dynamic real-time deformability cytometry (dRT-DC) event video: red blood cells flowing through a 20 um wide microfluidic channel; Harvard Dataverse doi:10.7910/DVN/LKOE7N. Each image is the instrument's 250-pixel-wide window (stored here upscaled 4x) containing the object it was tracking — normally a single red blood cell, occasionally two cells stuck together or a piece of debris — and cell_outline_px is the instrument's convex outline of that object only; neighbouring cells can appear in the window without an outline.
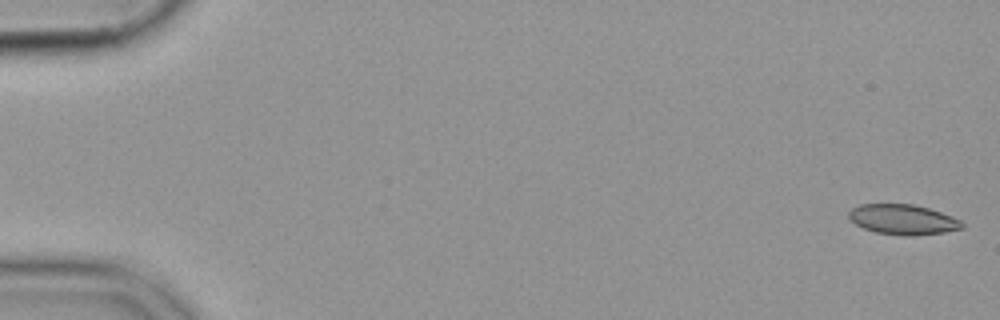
{"species": "common noctule bat (a hibernating species)", "species_latin": "Nyctalus noctula", "temperature_condition": "cold", "stored_images_in_passage": 12, "camera_frame_rate_fps": 3000, "um_per_image_px": 0.085, "animal": {"sex": "female", "body_mass_g": 19.9}, "frame": {"image": 1, "passage_image": 1, "time_ms": 0.0, "image_size_px": [1000, 320], "cell_outline_px": [[964, 228], [944, 232], [912, 236], [904, 236], [876, 232], [864, 228], [856, 224], [848, 216], [848, 212], [852, 208], [860, 204], [912, 204], [928, 208], [940, 212], [960, 220], [964, 224]], "centroid_in_image_um": [76.75, 18.66], "position_along_channel_um": 8.3, "area_um2": 19.77}}